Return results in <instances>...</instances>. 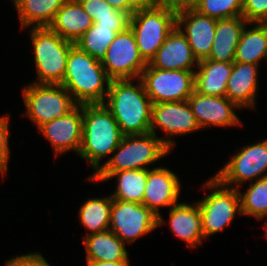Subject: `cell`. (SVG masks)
<instances>
[{
    "label": "cell",
    "mask_w": 267,
    "mask_h": 266,
    "mask_svg": "<svg viewBox=\"0 0 267 266\" xmlns=\"http://www.w3.org/2000/svg\"><path fill=\"white\" fill-rule=\"evenodd\" d=\"M243 0H196L193 9L216 20L242 16Z\"/></svg>",
    "instance_id": "cell-31"
},
{
    "label": "cell",
    "mask_w": 267,
    "mask_h": 266,
    "mask_svg": "<svg viewBox=\"0 0 267 266\" xmlns=\"http://www.w3.org/2000/svg\"><path fill=\"white\" fill-rule=\"evenodd\" d=\"M194 71V90L206 96L226 97V87L233 63L200 60Z\"/></svg>",
    "instance_id": "cell-22"
},
{
    "label": "cell",
    "mask_w": 267,
    "mask_h": 266,
    "mask_svg": "<svg viewBox=\"0 0 267 266\" xmlns=\"http://www.w3.org/2000/svg\"><path fill=\"white\" fill-rule=\"evenodd\" d=\"M84 11L92 18L95 23L100 17L112 16L115 11L111 5L104 0H78Z\"/></svg>",
    "instance_id": "cell-33"
},
{
    "label": "cell",
    "mask_w": 267,
    "mask_h": 266,
    "mask_svg": "<svg viewBox=\"0 0 267 266\" xmlns=\"http://www.w3.org/2000/svg\"><path fill=\"white\" fill-rule=\"evenodd\" d=\"M247 25L249 23L243 16L217 20L214 43L207 59L234 63L241 33Z\"/></svg>",
    "instance_id": "cell-23"
},
{
    "label": "cell",
    "mask_w": 267,
    "mask_h": 266,
    "mask_svg": "<svg viewBox=\"0 0 267 266\" xmlns=\"http://www.w3.org/2000/svg\"><path fill=\"white\" fill-rule=\"evenodd\" d=\"M216 25V19L199 14L193 8L180 10L176 14V26L185 35L198 61L210 55Z\"/></svg>",
    "instance_id": "cell-16"
},
{
    "label": "cell",
    "mask_w": 267,
    "mask_h": 266,
    "mask_svg": "<svg viewBox=\"0 0 267 266\" xmlns=\"http://www.w3.org/2000/svg\"><path fill=\"white\" fill-rule=\"evenodd\" d=\"M9 113L0 117V163L8 169L9 161Z\"/></svg>",
    "instance_id": "cell-35"
},
{
    "label": "cell",
    "mask_w": 267,
    "mask_h": 266,
    "mask_svg": "<svg viewBox=\"0 0 267 266\" xmlns=\"http://www.w3.org/2000/svg\"><path fill=\"white\" fill-rule=\"evenodd\" d=\"M203 187L212 189L211 193L197 202L205 239L221 232L230 225L236 213H242L238 189L224 186L215 176L206 181Z\"/></svg>",
    "instance_id": "cell-7"
},
{
    "label": "cell",
    "mask_w": 267,
    "mask_h": 266,
    "mask_svg": "<svg viewBox=\"0 0 267 266\" xmlns=\"http://www.w3.org/2000/svg\"><path fill=\"white\" fill-rule=\"evenodd\" d=\"M137 80H111L104 102L124 136L150 133L153 102Z\"/></svg>",
    "instance_id": "cell-1"
},
{
    "label": "cell",
    "mask_w": 267,
    "mask_h": 266,
    "mask_svg": "<svg viewBox=\"0 0 267 266\" xmlns=\"http://www.w3.org/2000/svg\"><path fill=\"white\" fill-rule=\"evenodd\" d=\"M117 33L119 32L116 27L98 26L93 23L74 45L96 60L102 61Z\"/></svg>",
    "instance_id": "cell-29"
},
{
    "label": "cell",
    "mask_w": 267,
    "mask_h": 266,
    "mask_svg": "<svg viewBox=\"0 0 267 266\" xmlns=\"http://www.w3.org/2000/svg\"><path fill=\"white\" fill-rule=\"evenodd\" d=\"M6 172H7V169L0 163V174L4 176Z\"/></svg>",
    "instance_id": "cell-41"
},
{
    "label": "cell",
    "mask_w": 267,
    "mask_h": 266,
    "mask_svg": "<svg viewBox=\"0 0 267 266\" xmlns=\"http://www.w3.org/2000/svg\"><path fill=\"white\" fill-rule=\"evenodd\" d=\"M215 177L227 187L238 189L242 183L267 177V139L243 146ZM262 174H264L262 176ZM235 184V186L233 185ZM238 184V185H237Z\"/></svg>",
    "instance_id": "cell-11"
},
{
    "label": "cell",
    "mask_w": 267,
    "mask_h": 266,
    "mask_svg": "<svg viewBox=\"0 0 267 266\" xmlns=\"http://www.w3.org/2000/svg\"><path fill=\"white\" fill-rule=\"evenodd\" d=\"M139 79L153 104L185 101L194 91V71L161 70L148 63Z\"/></svg>",
    "instance_id": "cell-9"
},
{
    "label": "cell",
    "mask_w": 267,
    "mask_h": 266,
    "mask_svg": "<svg viewBox=\"0 0 267 266\" xmlns=\"http://www.w3.org/2000/svg\"><path fill=\"white\" fill-rule=\"evenodd\" d=\"M177 12L163 7L135 11L130 16L129 27L134 33L141 57L148 64L176 27Z\"/></svg>",
    "instance_id": "cell-6"
},
{
    "label": "cell",
    "mask_w": 267,
    "mask_h": 266,
    "mask_svg": "<svg viewBox=\"0 0 267 266\" xmlns=\"http://www.w3.org/2000/svg\"><path fill=\"white\" fill-rule=\"evenodd\" d=\"M110 82L101 61L75 45L71 47L61 85L78 105L104 103Z\"/></svg>",
    "instance_id": "cell-3"
},
{
    "label": "cell",
    "mask_w": 267,
    "mask_h": 266,
    "mask_svg": "<svg viewBox=\"0 0 267 266\" xmlns=\"http://www.w3.org/2000/svg\"><path fill=\"white\" fill-rule=\"evenodd\" d=\"M239 190L241 215L254 216L257 220L267 218V177L250 182L248 189ZM267 226V222L264 227Z\"/></svg>",
    "instance_id": "cell-30"
},
{
    "label": "cell",
    "mask_w": 267,
    "mask_h": 266,
    "mask_svg": "<svg viewBox=\"0 0 267 266\" xmlns=\"http://www.w3.org/2000/svg\"><path fill=\"white\" fill-rule=\"evenodd\" d=\"M93 23L78 0H66L48 27L63 39L74 43Z\"/></svg>",
    "instance_id": "cell-21"
},
{
    "label": "cell",
    "mask_w": 267,
    "mask_h": 266,
    "mask_svg": "<svg viewBox=\"0 0 267 266\" xmlns=\"http://www.w3.org/2000/svg\"><path fill=\"white\" fill-rule=\"evenodd\" d=\"M22 93L25 113L38 128L68 114L78 105L61 84L30 83Z\"/></svg>",
    "instance_id": "cell-8"
},
{
    "label": "cell",
    "mask_w": 267,
    "mask_h": 266,
    "mask_svg": "<svg viewBox=\"0 0 267 266\" xmlns=\"http://www.w3.org/2000/svg\"><path fill=\"white\" fill-rule=\"evenodd\" d=\"M157 227L158 217L145 205L113 199L109 230L124 244L133 243Z\"/></svg>",
    "instance_id": "cell-12"
},
{
    "label": "cell",
    "mask_w": 267,
    "mask_h": 266,
    "mask_svg": "<svg viewBox=\"0 0 267 266\" xmlns=\"http://www.w3.org/2000/svg\"><path fill=\"white\" fill-rule=\"evenodd\" d=\"M83 104L68 114L41 125L38 131L54 148L55 156L67 151L79 154L82 142Z\"/></svg>",
    "instance_id": "cell-14"
},
{
    "label": "cell",
    "mask_w": 267,
    "mask_h": 266,
    "mask_svg": "<svg viewBox=\"0 0 267 266\" xmlns=\"http://www.w3.org/2000/svg\"><path fill=\"white\" fill-rule=\"evenodd\" d=\"M87 266H131L129 261H114V262H105V261H86Z\"/></svg>",
    "instance_id": "cell-39"
},
{
    "label": "cell",
    "mask_w": 267,
    "mask_h": 266,
    "mask_svg": "<svg viewBox=\"0 0 267 266\" xmlns=\"http://www.w3.org/2000/svg\"><path fill=\"white\" fill-rule=\"evenodd\" d=\"M155 6V0H127V14L131 16L135 11L152 8Z\"/></svg>",
    "instance_id": "cell-38"
},
{
    "label": "cell",
    "mask_w": 267,
    "mask_h": 266,
    "mask_svg": "<svg viewBox=\"0 0 267 266\" xmlns=\"http://www.w3.org/2000/svg\"><path fill=\"white\" fill-rule=\"evenodd\" d=\"M169 215L171 231L177 238L185 241L190 249L202 244L204 236L197 202L192 205L179 202L169 209Z\"/></svg>",
    "instance_id": "cell-20"
},
{
    "label": "cell",
    "mask_w": 267,
    "mask_h": 266,
    "mask_svg": "<svg viewBox=\"0 0 267 266\" xmlns=\"http://www.w3.org/2000/svg\"><path fill=\"white\" fill-rule=\"evenodd\" d=\"M18 11L21 29L48 27L66 0H12ZM34 25V26H32Z\"/></svg>",
    "instance_id": "cell-26"
},
{
    "label": "cell",
    "mask_w": 267,
    "mask_h": 266,
    "mask_svg": "<svg viewBox=\"0 0 267 266\" xmlns=\"http://www.w3.org/2000/svg\"><path fill=\"white\" fill-rule=\"evenodd\" d=\"M86 261H129L128 251L121 239L111 230L83 238Z\"/></svg>",
    "instance_id": "cell-25"
},
{
    "label": "cell",
    "mask_w": 267,
    "mask_h": 266,
    "mask_svg": "<svg viewBox=\"0 0 267 266\" xmlns=\"http://www.w3.org/2000/svg\"><path fill=\"white\" fill-rule=\"evenodd\" d=\"M260 65L234 62L229 76L226 97L240 108H255L258 92V71Z\"/></svg>",
    "instance_id": "cell-19"
},
{
    "label": "cell",
    "mask_w": 267,
    "mask_h": 266,
    "mask_svg": "<svg viewBox=\"0 0 267 266\" xmlns=\"http://www.w3.org/2000/svg\"><path fill=\"white\" fill-rule=\"evenodd\" d=\"M180 188L181 185L177 174L175 175L170 169L163 166L147 169L142 204L158 217V226H163L166 223L159 212L160 207L169 206L171 208L177 204Z\"/></svg>",
    "instance_id": "cell-13"
},
{
    "label": "cell",
    "mask_w": 267,
    "mask_h": 266,
    "mask_svg": "<svg viewBox=\"0 0 267 266\" xmlns=\"http://www.w3.org/2000/svg\"><path fill=\"white\" fill-rule=\"evenodd\" d=\"M130 15L121 11L115 10L112 16L100 17L95 24L98 26L116 27V31L123 32L129 27Z\"/></svg>",
    "instance_id": "cell-34"
},
{
    "label": "cell",
    "mask_w": 267,
    "mask_h": 266,
    "mask_svg": "<svg viewBox=\"0 0 267 266\" xmlns=\"http://www.w3.org/2000/svg\"><path fill=\"white\" fill-rule=\"evenodd\" d=\"M113 199L92 198L81 206L79 210L80 222L88 230L86 236L109 230Z\"/></svg>",
    "instance_id": "cell-28"
},
{
    "label": "cell",
    "mask_w": 267,
    "mask_h": 266,
    "mask_svg": "<svg viewBox=\"0 0 267 266\" xmlns=\"http://www.w3.org/2000/svg\"><path fill=\"white\" fill-rule=\"evenodd\" d=\"M9 266H51L40 252H31L8 259Z\"/></svg>",
    "instance_id": "cell-36"
},
{
    "label": "cell",
    "mask_w": 267,
    "mask_h": 266,
    "mask_svg": "<svg viewBox=\"0 0 267 266\" xmlns=\"http://www.w3.org/2000/svg\"><path fill=\"white\" fill-rule=\"evenodd\" d=\"M188 102L200 128L208 126H242L234 109L239 107L227 97L206 96L195 90Z\"/></svg>",
    "instance_id": "cell-17"
},
{
    "label": "cell",
    "mask_w": 267,
    "mask_h": 266,
    "mask_svg": "<svg viewBox=\"0 0 267 266\" xmlns=\"http://www.w3.org/2000/svg\"><path fill=\"white\" fill-rule=\"evenodd\" d=\"M114 9L127 13V0H104Z\"/></svg>",
    "instance_id": "cell-40"
},
{
    "label": "cell",
    "mask_w": 267,
    "mask_h": 266,
    "mask_svg": "<svg viewBox=\"0 0 267 266\" xmlns=\"http://www.w3.org/2000/svg\"><path fill=\"white\" fill-rule=\"evenodd\" d=\"M253 28L245 26L235 52V61L259 65L267 60V23H254Z\"/></svg>",
    "instance_id": "cell-27"
},
{
    "label": "cell",
    "mask_w": 267,
    "mask_h": 266,
    "mask_svg": "<svg viewBox=\"0 0 267 266\" xmlns=\"http://www.w3.org/2000/svg\"><path fill=\"white\" fill-rule=\"evenodd\" d=\"M174 144L173 139L159 138L153 133L123 136L112 152L114 155L97 172L149 169L146 167L167 156Z\"/></svg>",
    "instance_id": "cell-4"
},
{
    "label": "cell",
    "mask_w": 267,
    "mask_h": 266,
    "mask_svg": "<svg viewBox=\"0 0 267 266\" xmlns=\"http://www.w3.org/2000/svg\"><path fill=\"white\" fill-rule=\"evenodd\" d=\"M116 177L117 187L110 196L114 200L142 204L147 179V169L122 170L119 172H96L90 175L89 181H107Z\"/></svg>",
    "instance_id": "cell-24"
},
{
    "label": "cell",
    "mask_w": 267,
    "mask_h": 266,
    "mask_svg": "<svg viewBox=\"0 0 267 266\" xmlns=\"http://www.w3.org/2000/svg\"><path fill=\"white\" fill-rule=\"evenodd\" d=\"M101 64L111 80L139 79L147 63L139 53L130 27L116 34Z\"/></svg>",
    "instance_id": "cell-10"
},
{
    "label": "cell",
    "mask_w": 267,
    "mask_h": 266,
    "mask_svg": "<svg viewBox=\"0 0 267 266\" xmlns=\"http://www.w3.org/2000/svg\"><path fill=\"white\" fill-rule=\"evenodd\" d=\"M156 126L170 137L201 129L188 100L153 104L150 133L155 136H157Z\"/></svg>",
    "instance_id": "cell-15"
},
{
    "label": "cell",
    "mask_w": 267,
    "mask_h": 266,
    "mask_svg": "<svg viewBox=\"0 0 267 266\" xmlns=\"http://www.w3.org/2000/svg\"><path fill=\"white\" fill-rule=\"evenodd\" d=\"M242 16L252 26L267 23V0H243Z\"/></svg>",
    "instance_id": "cell-32"
},
{
    "label": "cell",
    "mask_w": 267,
    "mask_h": 266,
    "mask_svg": "<svg viewBox=\"0 0 267 266\" xmlns=\"http://www.w3.org/2000/svg\"><path fill=\"white\" fill-rule=\"evenodd\" d=\"M123 134L104 103L83 104L82 142L79 156L90 163L96 173L101 159L112 154Z\"/></svg>",
    "instance_id": "cell-2"
},
{
    "label": "cell",
    "mask_w": 267,
    "mask_h": 266,
    "mask_svg": "<svg viewBox=\"0 0 267 266\" xmlns=\"http://www.w3.org/2000/svg\"><path fill=\"white\" fill-rule=\"evenodd\" d=\"M199 61L194 56L185 35L176 26L167 36L155 57L149 62L153 68L161 70L195 71Z\"/></svg>",
    "instance_id": "cell-18"
},
{
    "label": "cell",
    "mask_w": 267,
    "mask_h": 266,
    "mask_svg": "<svg viewBox=\"0 0 267 266\" xmlns=\"http://www.w3.org/2000/svg\"><path fill=\"white\" fill-rule=\"evenodd\" d=\"M30 38L34 48L37 82L41 84H62L67 58L73 42L63 39L49 27H32Z\"/></svg>",
    "instance_id": "cell-5"
},
{
    "label": "cell",
    "mask_w": 267,
    "mask_h": 266,
    "mask_svg": "<svg viewBox=\"0 0 267 266\" xmlns=\"http://www.w3.org/2000/svg\"><path fill=\"white\" fill-rule=\"evenodd\" d=\"M156 6L168 8L176 12L193 8L196 0H155Z\"/></svg>",
    "instance_id": "cell-37"
}]
</instances>
